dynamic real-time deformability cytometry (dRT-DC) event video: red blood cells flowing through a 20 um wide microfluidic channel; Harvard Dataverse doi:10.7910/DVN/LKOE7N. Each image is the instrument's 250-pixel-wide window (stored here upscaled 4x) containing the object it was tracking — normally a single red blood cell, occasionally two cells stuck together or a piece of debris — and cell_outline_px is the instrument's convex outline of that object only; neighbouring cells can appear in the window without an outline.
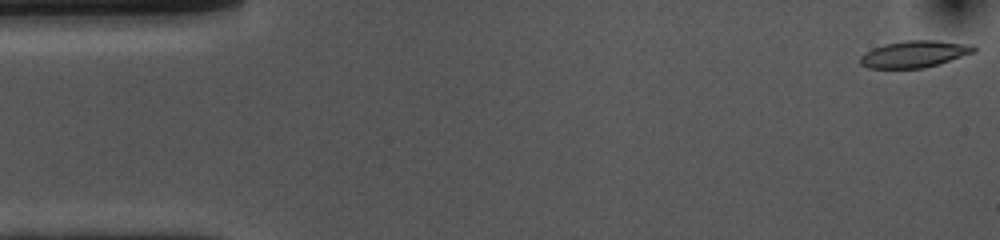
{"species": "common noctule bat (a hibernating species)", "species_latin": "Nyctalus noctula", "temperature_condition": "cold", "stored_images_in_passage": 52, "camera_frame_rate_fps": 3000, "um_per_image_px": 0.085, "animal": {"sex": "female", "body_mass_g": 10.0, "forearm_length_mm": 53.1}, "frame": {"image": 1, "passage_image": 1, "time_ms": 0.0, "image_size_px": [1000, 240], "cell_outline_px": [[976, 52], [940, 64], [924, 68], [868, 68], [860, 64], [860, 56], [864, 52], [872, 48], [884, 44], [908, 40], [936, 40], [972, 44], [976, 48]], "centroid_in_image_um": [77.74, 4.59], "position_along_channel_um": 7.3, "area_um2": 17.98}}
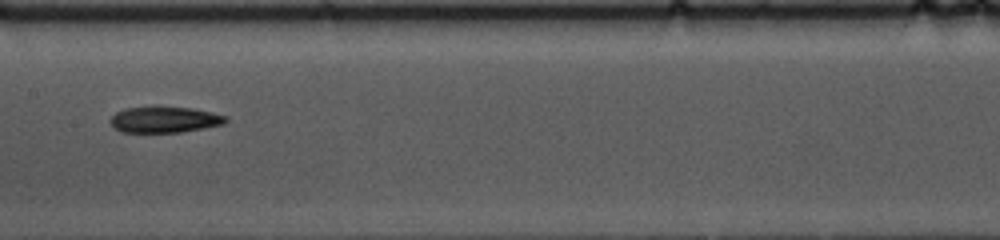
{"frame": {"image": 2, "passage_image": 25, "time_ms": 8.0, "image_size_px": [1000, 240], "cell_outline_px": [[228, 120], [224, 124], [204, 128], [180, 132], [120, 132], [108, 120], [116, 112], [124, 108], [192, 108], [212, 112], [228, 116]], "centroid_in_image_um": [14.01, 10.18], "position_along_channel_um": 193.4, "area_um2": 17.22}}
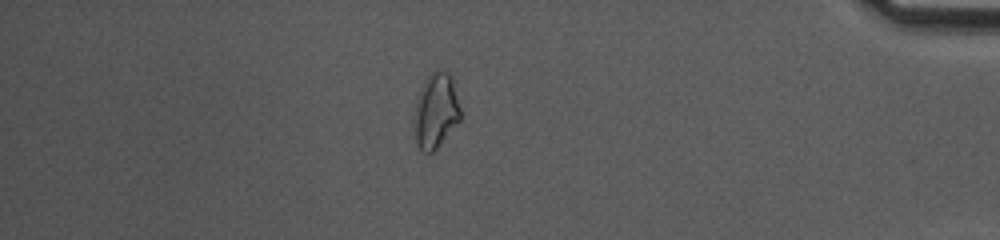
{"frame": {"image": 3, "passage_image": 45, "time_ms": 14.667, "image_size_px": [1000, 240], "cell_outline_px": [[460, 120], [436, 148], [432, 152], [424, 152], [416, 144], [412, 124], [412, 120], [416, 96], [424, 80], [432, 72], [440, 68], [448, 72], [452, 76], [460, 108]], "centroid_in_image_um": [37.0, 9.38], "position_along_channel_um": 398.2, "area_um2": 20.63}, "authors_computed_cell_mechanics": {"area_um2": 18.207, "velocity_mm_per_s": 3.7289, "shape_relaxation_time_tau1_ms": 6.9661, "shape_relaxation_time_tau2_ms": null, "deformation_change_tau1": 0.1787, "deformation_change_tau2": null}}